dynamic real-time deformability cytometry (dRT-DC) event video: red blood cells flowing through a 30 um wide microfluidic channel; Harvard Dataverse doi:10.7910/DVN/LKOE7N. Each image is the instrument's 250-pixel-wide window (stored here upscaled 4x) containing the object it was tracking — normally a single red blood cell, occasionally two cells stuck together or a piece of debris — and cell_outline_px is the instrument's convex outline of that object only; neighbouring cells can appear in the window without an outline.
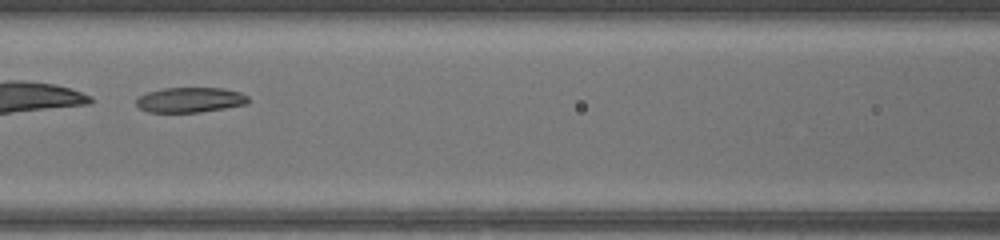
{"species": "common noctule bat (a hibernating species)", "species_latin": "Nyctalus noctula", "temperature_condition": "warm", "stored_images_in_passage": 38, "camera_frame_rate_fps": 3000, "um_per_image_px": 0.085, "animal": {"sex": "female", "body_mass_g": 17.0, "forearm_length_mm": 48.0}, "frame": {"image": 1, "passage_image": 13, "time_ms": 4.0, "image_size_px": [1000, 240], "cell_outline_px": [[248, 104], [200, 112], [148, 112], [140, 108], [136, 104], [136, 100], [140, 96], [148, 92], [164, 88], [224, 88], [240, 92], [248, 96]], "centroid_in_image_um": [16.18, 8.49], "position_along_channel_um": 150.4, "area_um2": 16.3}}
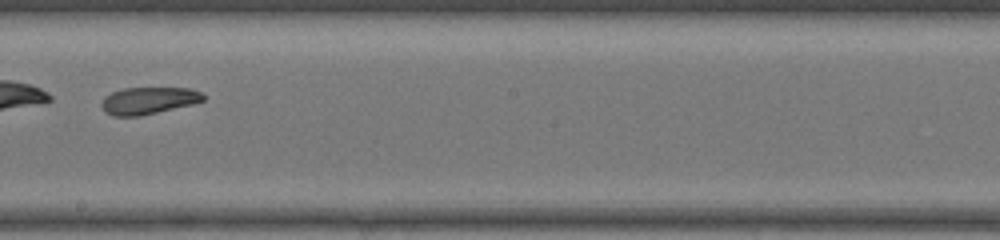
{"frame": {"image": 2, "passage_image": 19, "time_ms": 6.0, "image_size_px": [1000, 240], "cell_outline_px": [[204, 100], [192, 104], [140, 116], [112, 116], [104, 112], [100, 104], [104, 96], [112, 92], [124, 88], [192, 88], [200, 92], [204, 96]], "centroid_in_image_um": [12.57, 8.55], "position_along_channel_um": 235.6, "area_um2": 16.07}}
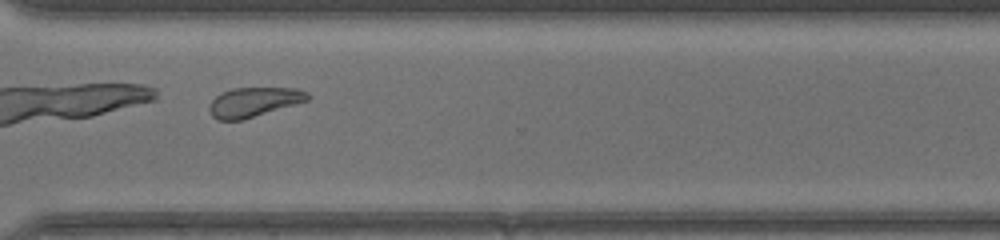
{"frame": {"image": 3, "passage_image": 27, "time_ms": 8.667, "image_size_px": [1000, 240], "cell_outline_px": [[308, 100], [240, 120], [216, 120], [212, 116], [208, 108], [208, 104], [220, 92], [232, 88], [296, 88], [308, 92]], "centroid_in_image_um": [21.51, 8.66], "position_along_channel_um": 349.1, "area_um2": 16.7}, "authors_computed_cell_mechanics": {"area_um2": 17.4267, "velocity_mm_per_s": 4.2622, "shape_relaxation_time_tau1_ms": 1.1853, "shape_relaxation_time_tau2_ms": 4.6709, "deformation_change_tau1": 0.2502, "deformation_change_tau2": 0.1392}}